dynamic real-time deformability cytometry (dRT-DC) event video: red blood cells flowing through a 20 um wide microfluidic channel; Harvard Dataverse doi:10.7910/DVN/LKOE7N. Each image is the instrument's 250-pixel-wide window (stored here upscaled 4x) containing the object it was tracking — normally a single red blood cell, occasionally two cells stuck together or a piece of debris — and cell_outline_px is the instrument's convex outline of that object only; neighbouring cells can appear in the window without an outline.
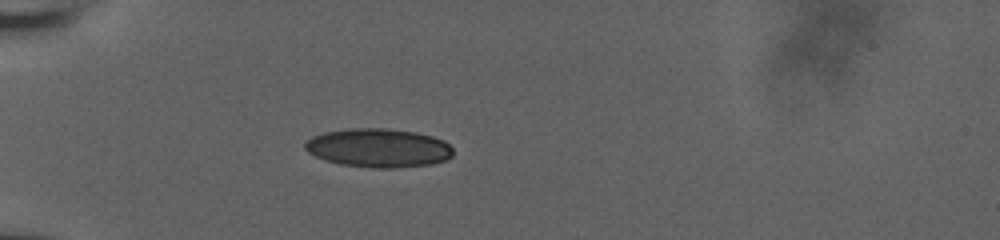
{"species": "human", "species_latin": "Homo sapiens", "temperature_condition": "room temperature", "stored_images_in_passage": 38, "camera_frame_rate_fps": 3000, "um_per_image_px": 0.085, "donor": {"sex": "male"}, "frame": {"image": 1, "passage_image": 1, "time_ms": 0.0, "image_size_px": [1000, 240], "cell_outline_px": [[452, 156], [448, 160], [432, 164], [392, 168], [372, 168], [340, 164], [324, 160], [308, 152], [304, 148], [304, 144], [312, 136], [324, 132], [352, 128], [388, 128], [416, 132], [432, 136], [444, 140], [452, 148]], "centroid_in_image_um": [32.18, 12.57], "position_along_channel_um": 52.8, "area_um2": 33.64}}
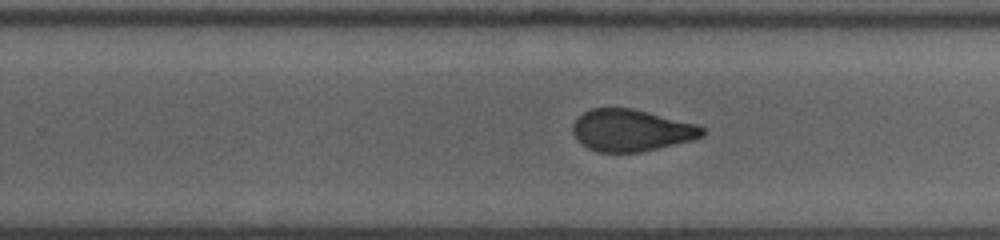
{"frame": {"image": 2, "passage_image": 20, "time_ms": 6.333, "image_size_px": [1000, 240], "cell_outline_px": [[704, 136], [692, 140], [640, 152], [596, 152], [580, 144], [576, 140], [572, 132], [572, 124], [584, 112], [592, 108], [632, 108], [696, 124], [704, 128]], "centroid_in_image_um": [53.62, 11.08], "position_along_channel_um": 276.2, "area_um2": 31.56}}
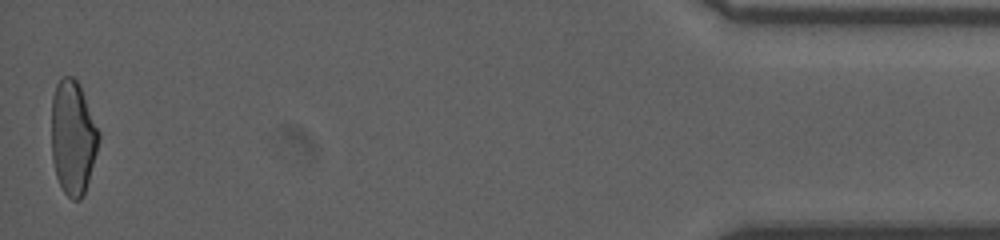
{"frame": {"image": 3, "passage_image": 38, "time_ms": 12.333, "image_size_px": [1000, 240], "cell_outline_px": [[100, 140], [84, 196], [80, 200], [72, 200], [64, 192], [56, 176], [52, 160], [52, 96], [56, 84], [64, 76], [72, 76], [80, 84], [100, 132]], "centroid_in_image_um": [6.21, 11.69], "position_along_channel_um": 429.0, "area_um2": 31.67}, "authors_computed_cell_mechanics": {"area_um2": 32.079, "velocity_mm_per_s": 3.8867, "shape_relaxation_time_tau1_ms": null, "shape_relaxation_time_tau2_ms": 1.1452, "deformation_change_tau1": null, "deformation_change_tau2": 0.0793}}